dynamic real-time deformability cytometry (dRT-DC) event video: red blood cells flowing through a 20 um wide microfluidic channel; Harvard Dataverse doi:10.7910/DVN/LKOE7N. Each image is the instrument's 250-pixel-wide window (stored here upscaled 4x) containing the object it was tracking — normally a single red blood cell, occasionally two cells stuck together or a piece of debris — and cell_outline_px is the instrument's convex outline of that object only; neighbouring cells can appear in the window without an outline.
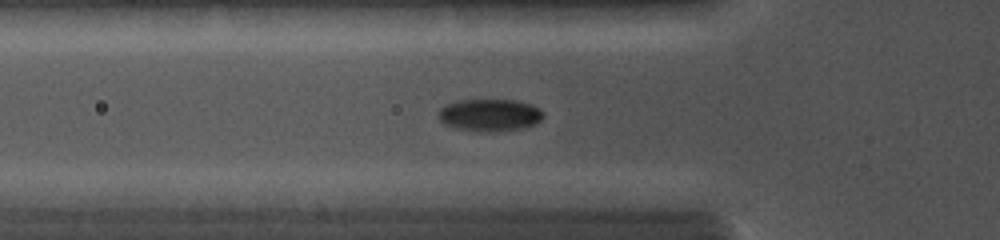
{"species": "common noctule bat (a hibernating species)", "species_latin": "Nyctalus noctula", "temperature_condition": "cold", "stored_images_in_passage": 42, "camera_frame_rate_fps": 5000, "um_per_image_px": 0.085, "animal": {"sex": "female", "body_mass_g": 19.0, "forearm_length_mm": 56.7}, "frame": {"image": 1, "passage_image": 14, "time_ms": 4.6, "image_size_px": [1000, 240], "cell_outline_px": [[544, 116], [536, 124], [524, 128], [492, 132], [476, 132], [456, 128], [444, 124], [440, 120], [440, 108], [444, 104], [456, 100], [516, 100], [532, 104], [540, 108], [544, 112]], "centroid_in_image_um": [41.65, 9.78], "position_along_channel_um": 84.1, "area_um2": 20.06}}
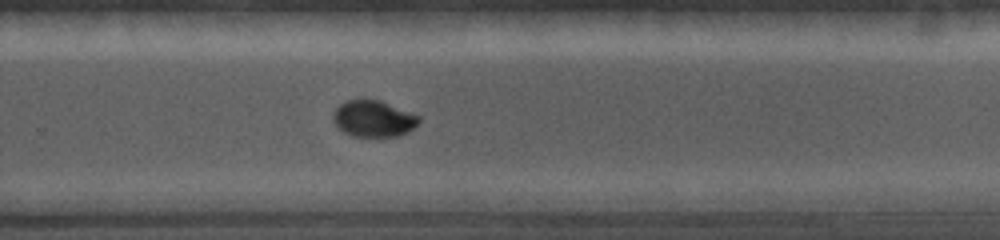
{"frame": {"image": 2, "passage_image": 28, "time_ms": 9.4, "image_size_px": [1000, 240], "cell_outline_px": [[420, 120], [408, 132], [400, 136], [352, 136], [344, 132], [332, 120], [332, 112], [340, 104], [348, 100], [380, 100], [420, 116]], "centroid_in_image_um": [31.73, 10.09], "position_along_channel_um": 298.1, "area_um2": 18.03}}
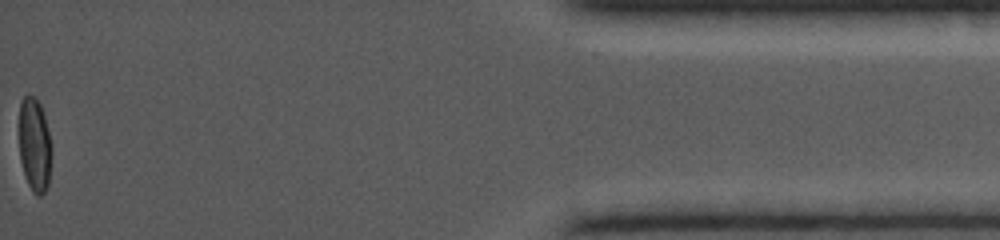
{"frame": {"image": 3, "passage_image": 42, "time_ms": 14.0, "image_size_px": [1000, 240], "cell_outline_px": [[52, 156], [48, 188], [40, 196], [36, 196], [32, 192], [28, 184], [20, 160], [20, 100], [28, 92], [40, 104], [44, 116], [52, 144]], "centroid_in_image_um": [2.96, 12.35], "position_along_channel_um": 432.2, "area_um2": 17.98}}